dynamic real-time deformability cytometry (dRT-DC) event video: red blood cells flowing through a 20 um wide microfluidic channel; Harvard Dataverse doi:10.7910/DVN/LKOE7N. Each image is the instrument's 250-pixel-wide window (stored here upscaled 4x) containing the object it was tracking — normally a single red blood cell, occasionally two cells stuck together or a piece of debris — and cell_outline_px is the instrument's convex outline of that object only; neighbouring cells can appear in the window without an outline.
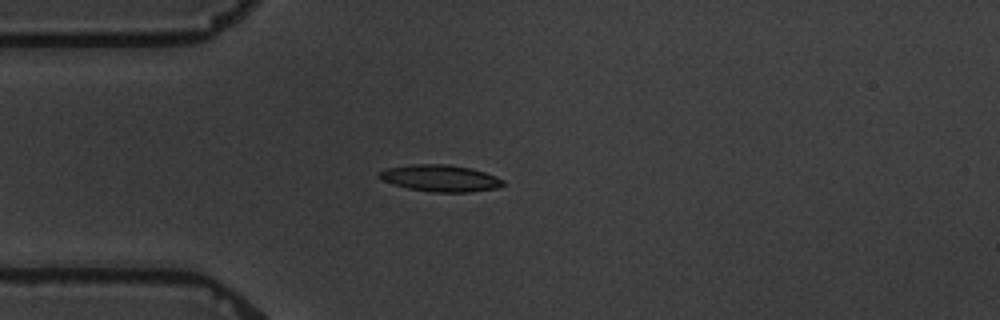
{"species": "common noctule bat (a hibernating species)", "species_latin": "Nyctalus noctula", "temperature_condition": "warm", "stored_images_in_passage": 4, "camera_frame_rate_fps": 3000, "um_per_image_px": 0.085, "animal": {"sex": "male", "body_mass_g": 19.5, "forearm_length_mm": 54.6}, "frame": {"image": 1, "passage_image": 4, "time_ms": 4.333, "image_size_px": [1000, 320], "cell_outline_px": [[504, 184], [500, 188], [468, 192], [436, 192], [408, 188], [392, 184], [376, 176], [384, 168], [412, 164], [448, 164], [472, 168], [496, 176], [504, 180]], "centroid_in_image_um": [37.44, 15.14], "position_along_channel_um": 47.6, "area_um2": 19.36}}